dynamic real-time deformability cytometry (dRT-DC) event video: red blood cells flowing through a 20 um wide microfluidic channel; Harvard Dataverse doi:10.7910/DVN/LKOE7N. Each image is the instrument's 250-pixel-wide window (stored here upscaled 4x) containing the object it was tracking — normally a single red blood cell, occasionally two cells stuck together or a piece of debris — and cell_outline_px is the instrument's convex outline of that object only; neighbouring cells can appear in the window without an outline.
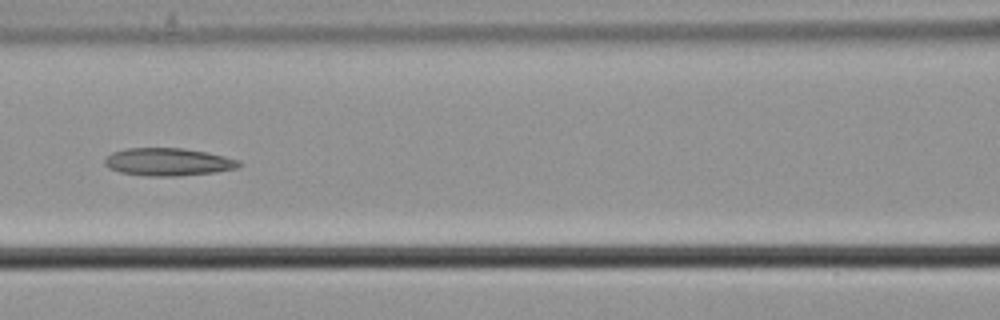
{"species": "common noctule bat (a hibernating species)", "species_latin": "Nyctalus noctula", "temperature_condition": "cold", "stored_images_in_passage": 7, "camera_frame_rate_fps": 3000, "um_per_image_px": 0.085, "animal": {"sex": "male", "body_mass_g": 21.5, "forearm_length_mm": 52.0}, "frame": {"image": 1, "passage_image": 7, "time_ms": 2.0, "image_size_px": [1000, 320], "cell_outline_px": [[244, 164], [236, 168], [216, 172], [176, 176], [148, 176], [120, 172], [108, 168], [104, 164], [104, 160], [112, 152], [128, 148], [184, 148], [208, 152], [240, 160]], "centroid_in_image_um": [14.32, 13.76], "position_along_channel_um": 152.3, "area_um2": 21.79}}